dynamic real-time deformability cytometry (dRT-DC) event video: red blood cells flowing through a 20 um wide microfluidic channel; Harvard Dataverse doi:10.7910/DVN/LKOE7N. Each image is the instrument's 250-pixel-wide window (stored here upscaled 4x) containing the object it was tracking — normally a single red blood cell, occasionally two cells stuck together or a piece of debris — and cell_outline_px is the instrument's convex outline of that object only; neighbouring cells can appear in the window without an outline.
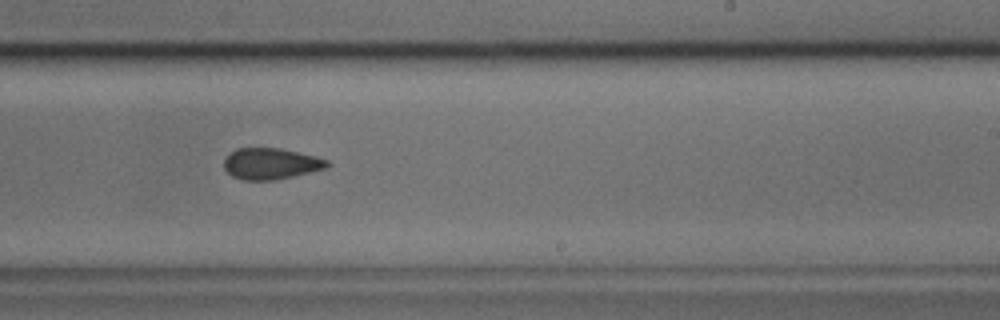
{"species": "common noctule bat (a hibernating species)", "species_latin": "Nyctalus noctula", "temperature_condition": "cold", "stored_images_in_passage": 38, "camera_frame_rate_fps": 3000, "um_per_image_px": 0.085, "animal": {"sex": "male", "body_mass_g": 17.9, "forearm_length_mm": 54.2}, "frame": {"image": 1, "passage_image": 22, "time_ms": 7.0, "image_size_px": [1000, 320], "cell_outline_px": [[332, 164], [328, 168], [292, 176], [272, 180], [244, 180], [232, 176], [224, 168], [224, 160], [236, 148], [280, 148], [316, 156], [328, 160]], "centroid_in_image_um": [23.06, 13.91], "position_along_channel_um": 265.9, "area_um2": 18.73}}
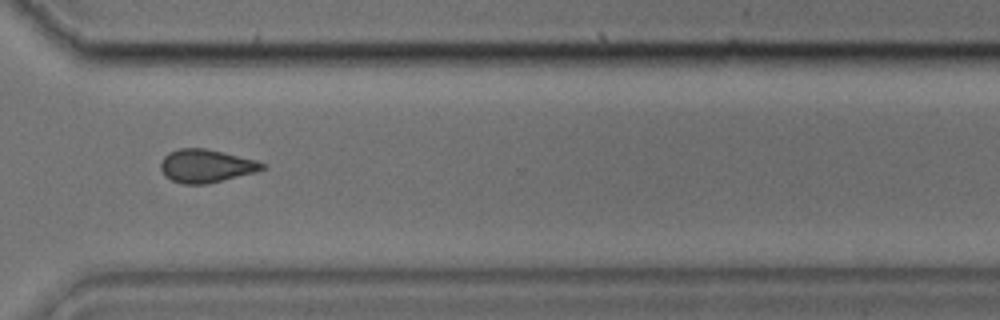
{"frame": {"image": 2, "passage_image": 27, "time_ms": 8.667, "image_size_px": [1000, 320], "cell_outline_px": [[268, 168], [256, 172], [204, 184], [184, 184], [172, 180], [164, 176], [160, 168], [160, 164], [164, 156], [168, 152], [180, 148], [204, 148], [256, 160], [268, 164]], "centroid_in_image_um": [17.52, 14.1], "position_along_channel_um": 353.1, "area_um2": 19.59}}
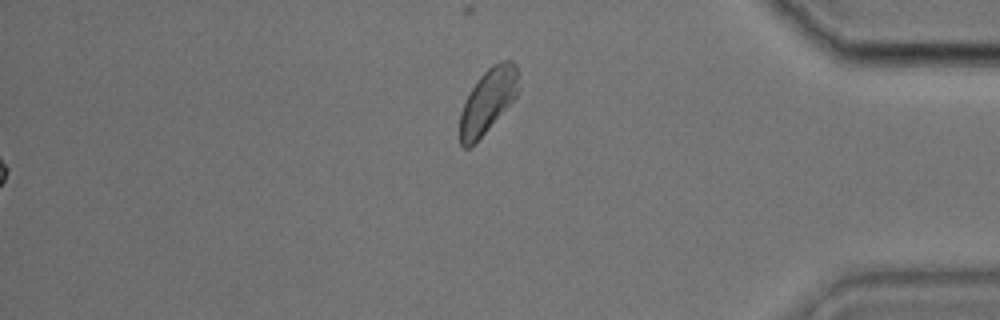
{"frame": {"image": 3, "passage_image": 38, "time_ms": 12.333, "image_size_px": [1000, 320], "cell_outline_px": [[516, 96], [488, 128], [468, 148], [464, 148], [460, 144], [460, 112], [472, 88], [480, 76], [492, 64], [500, 60], [512, 60], [516, 64]], "centroid_in_image_um": [41.43, 8.54], "position_along_channel_um": 393.8, "area_um2": 21.04}}